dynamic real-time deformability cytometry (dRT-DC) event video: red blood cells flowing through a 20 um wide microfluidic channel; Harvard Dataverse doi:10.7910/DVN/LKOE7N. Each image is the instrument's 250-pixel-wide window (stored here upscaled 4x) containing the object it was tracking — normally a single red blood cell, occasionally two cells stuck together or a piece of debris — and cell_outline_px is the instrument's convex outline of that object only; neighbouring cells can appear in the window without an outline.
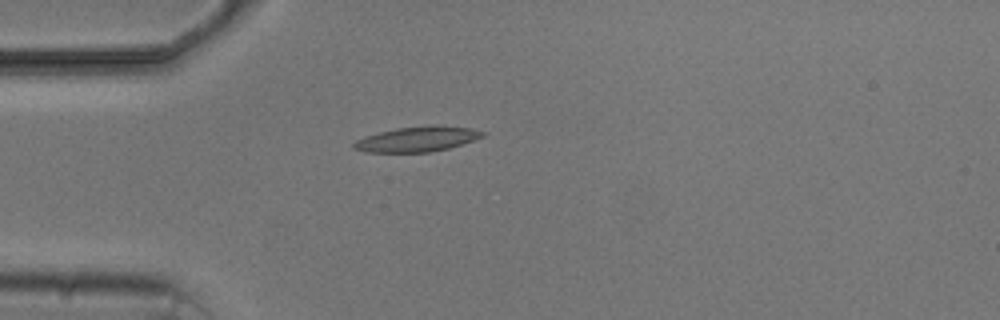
{"species": "common noctule bat (a hibernating species)", "species_latin": "Nyctalus noctula", "temperature_condition": "cold", "stored_images_in_passage": 5, "camera_frame_rate_fps": 3000, "um_per_image_px": 0.085, "animal": {"sex": "male", "body_mass_g": 20.5, "forearm_length_mm": 52.5}, "frame": {"image": 1, "passage_image": 4, "time_ms": 3.667, "image_size_px": [1000, 320], "cell_outline_px": [[488, 132], [484, 136], [448, 148], [428, 152], [364, 152], [352, 148], [352, 144], [356, 140], [364, 136], [396, 128], [432, 124], [472, 128]], "centroid_in_image_um": [35.45, 11.81], "position_along_channel_um": 49.5, "area_um2": 18.96}}